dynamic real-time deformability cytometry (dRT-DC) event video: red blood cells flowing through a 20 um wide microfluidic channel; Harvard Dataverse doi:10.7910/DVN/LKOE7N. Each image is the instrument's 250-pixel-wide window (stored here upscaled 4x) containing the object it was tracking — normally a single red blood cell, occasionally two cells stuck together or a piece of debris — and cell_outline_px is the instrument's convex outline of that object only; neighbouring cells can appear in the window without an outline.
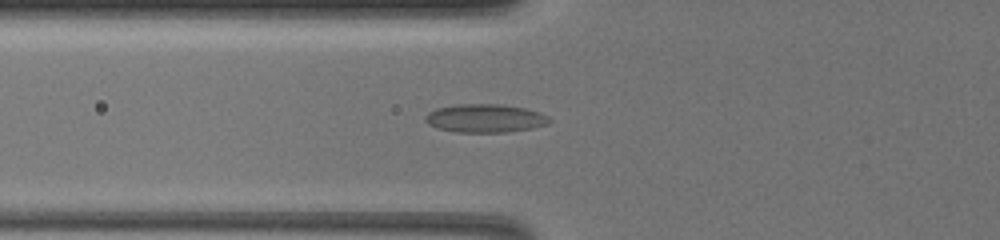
{"species": "common noctule bat (a hibernating species)", "species_latin": "Nyctalus noctula", "temperature_condition": "warm", "stored_images_in_passage": 49, "camera_frame_rate_fps": 3000, "um_per_image_px": 0.085, "animal": {"sex": "female", "body_mass_g": 19.5, "forearm_length_mm": 54.1}, "frame": {"image": 1, "passage_image": 10, "time_ms": 3.0, "image_size_px": [1000, 240], "cell_outline_px": [[552, 120], [548, 124], [532, 128], [504, 132], [456, 132], [436, 128], [428, 124], [424, 120], [424, 116], [428, 112], [436, 108], [456, 104], [500, 104], [524, 108], [540, 112], [548, 116]], "centroid_in_image_um": [41.21, 10.05], "position_along_channel_um": 84.6, "area_um2": 20.63}}
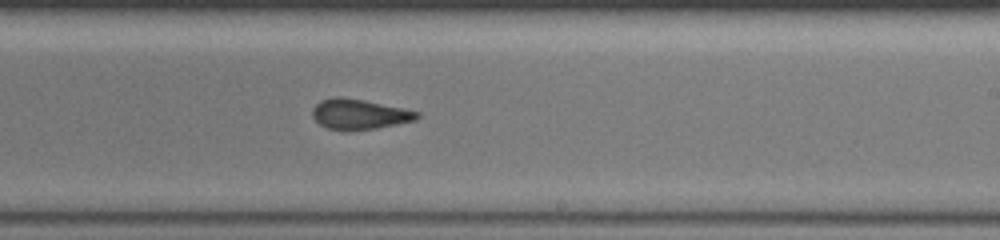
{"frame": {"image": 2, "passage_image": 26, "time_ms": 8.333, "image_size_px": [1000, 240], "cell_outline_px": [[420, 116], [416, 120], [376, 128], [348, 132], [344, 132], [328, 128], [320, 124], [312, 116], [312, 108], [320, 100], [332, 96], [340, 96], [364, 100], [404, 108], [420, 112]], "centroid_in_image_um": [30.52, 9.71], "position_along_channel_um": 258.5, "area_um2": 18.79}}
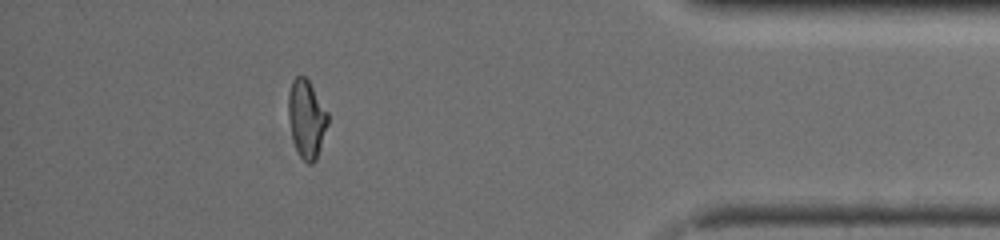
{"frame": {"image": 3, "passage_image": 43, "time_ms": 14.0, "image_size_px": [1000, 240], "cell_outline_px": [[328, 124], [316, 156], [312, 164], [308, 164], [300, 156], [296, 148], [292, 136], [288, 120], [288, 92], [292, 80], [296, 76], [304, 76], [308, 80], [328, 112]], "centroid_in_image_um": [26.03, 10.06], "position_along_channel_um": 409.2, "area_um2": 17.69}, "authors_computed_cell_mechanics": {"area_um2": 18.8428, "velocity_mm_per_s": 3.2563, "shape_relaxation_time_tau1_ms": null, "shape_relaxation_time_tau2_ms": 1.2382, "deformation_change_tau1": null, "deformation_change_tau2": 0.083}}